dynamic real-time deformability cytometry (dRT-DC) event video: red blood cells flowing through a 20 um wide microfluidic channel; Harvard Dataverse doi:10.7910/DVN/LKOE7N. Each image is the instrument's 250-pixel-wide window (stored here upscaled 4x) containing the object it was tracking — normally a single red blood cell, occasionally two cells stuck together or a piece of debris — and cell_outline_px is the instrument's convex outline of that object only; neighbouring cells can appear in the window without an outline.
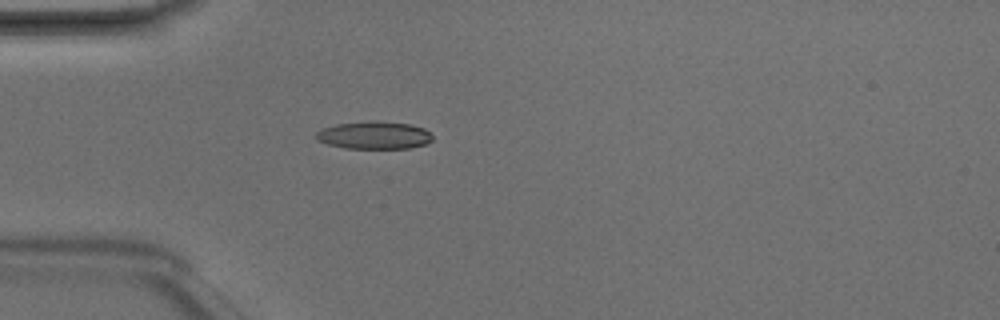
{"species": "Egyptian fruit bat (a non-hibernating species)", "species_latin": "Rousettus aegyptiacus", "temperature_condition": "room temperature", "stored_images_in_passage": 3, "camera_frame_rate_fps": 3000, "um_per_image_px": 0.085, "animal": {"sex": "male"}, "frame": {"image": 1, "passage_image": 3, "time_ms": 0.667, "image_size_px": [1000, 320], "cell_outline_px": [[432, 140], [424, 144], [408, 148], [344, 148], [328, 144], [316, 140], [316, 132], [324, 128], [336, 124], [376, 120], [412, 124], [424, 128], [432, 136]], "centroid_in_image_um": [31.8, 11.48], "position_along_channel_um": 53.2, "area_um2": 18.73}}